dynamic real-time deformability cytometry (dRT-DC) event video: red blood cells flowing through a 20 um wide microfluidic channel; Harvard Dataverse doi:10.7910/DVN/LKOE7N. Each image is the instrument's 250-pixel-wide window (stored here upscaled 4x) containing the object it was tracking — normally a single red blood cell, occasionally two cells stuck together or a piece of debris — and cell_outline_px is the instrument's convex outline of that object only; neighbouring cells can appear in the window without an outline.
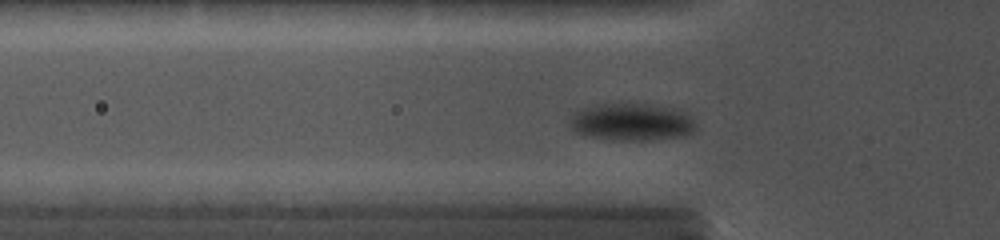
{"species": "common noctule bat (a hibernating species)", "species_latin": "Nyctalus noctula", "temperature_condition": "cold", "stored_images_in_passage": 36, "camera_frame_rate_fps": 5000, "um_per_image_px": 0.085, "animal": {"sex": "female", "body_mass_g": 19.0, "forearm_length_mm": 56.7}, "frame": {"image": 1, "passage_image": 9, "time_ms": 3.8, "image_size_px": [1000, 240], "cell_outline_px": [[696, 132], [684, 136], [652, 140], [612, 140], [584, 136], [576, 132], [568, 124], [572, 112], [580, 108], [592, 104], [620, 100], [676, 108], [684, 112], [696, 124]], "centroid_in_image_um": [53.62, 10.33], "position_along_channel_um": 72.2, "area_um2": 28.78}}
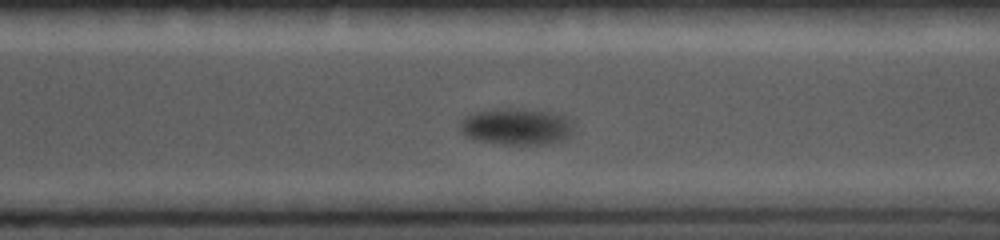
{"frame": {"image": 2, "passage_image": 25, "time_ms": 10.8, "image_size_px": [1000, 240], "cell_outline_px": [[572, 132], [564, 140], [544, 144], [504, 144], [476, 140], [468, 136], [460, 128], [460, 124], [464, 116], [476, 112], [508, 108], [524, 108], [548, 112], [564, 116], [572, 120]], "centroid_in_image_um": [43.92, 10.75], "position_along_channel_um": 326.7, "area_um2": 23.99}}
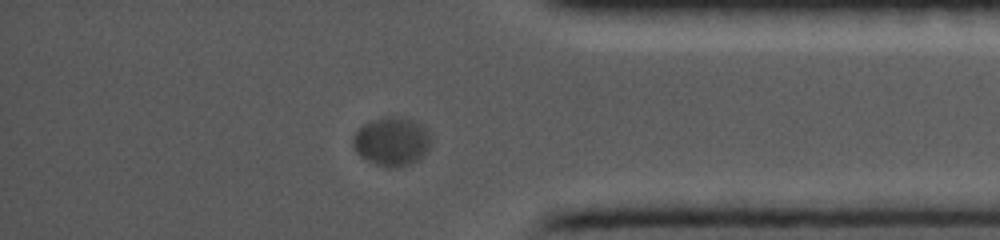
{"frame": {"image": 3, "passage_image": 30, "time_ms": 13.0, "image_size_px": [1000, 240], "cell_outline_px": [[432, 140], [428, 148], [416, 160], [408, 164], [388, 168], [376, 164], [360, 156], [356, 152], [352, 144], [352, 136], [364, 124], [388, 116], [396, 116], [412, 120], [420, 124], [432, 132]], "centroid_in_image_um": [33.3, 12.01], "position_along_channel_um": 401.9, "area_um2": 21.91}}